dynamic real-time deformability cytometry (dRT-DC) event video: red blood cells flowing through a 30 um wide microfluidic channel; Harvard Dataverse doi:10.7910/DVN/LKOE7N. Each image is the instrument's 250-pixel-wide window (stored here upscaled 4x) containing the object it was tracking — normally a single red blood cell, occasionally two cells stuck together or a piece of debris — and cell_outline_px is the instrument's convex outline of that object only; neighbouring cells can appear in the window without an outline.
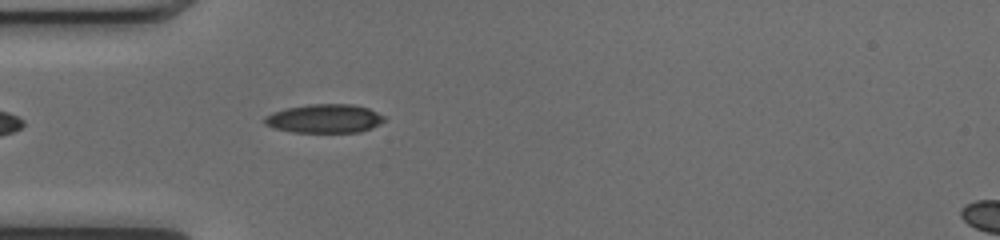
{"species": "common noctule bat (a hibernating species)", "species_latin": "Nyctalus noctula", "temperature_condition": "cold", "stored_images_in_passage": 32, "camera_frame_rate_fps": 3000, "um_per_image_px": 0.085, "animal": {"sex": "female", "body_mass_g": 17.0, "forearm_length_mm": 48.0}, "frame": {"image": 1, "passage_image": 1, "time_ms": 0.0, "image_size_px": [1000, 240], "cell_outline_px": [[384, 120], [380, 124], [372, 128], [360, 132], [292, 132], [272, 128], [264, 124], [264, 116], [272, 112], [284, 108], [308, 104], [352, 104], [368, 108], [384, 116]], "centroid_in_image_um": [27.54, 10.08], "position_along_channel_um": 57.5, "area_um2": 20.23}}
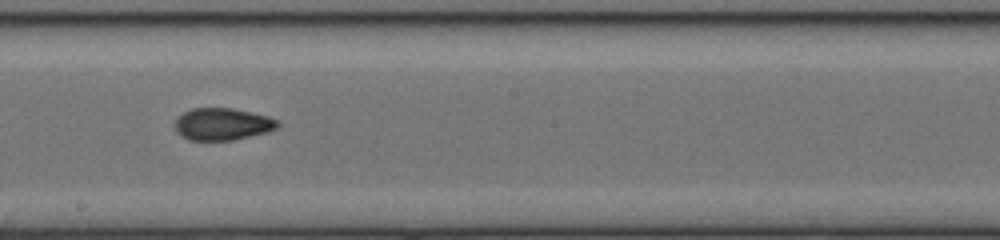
{"frame": {"image": 2, "passage_image": 14, "time_ms": 4.333, "image_size_px": [1000, 240], "cell_outline_px": [[280, 124], [276, 128], [268, 132], [232, 140], [188, 140], [180, 136], [176, 132], [176, 120], [184, 112], [192, 108], [232, 108], [268, 116], [280, 120]], "centroid_in_image_um": [18.92, 10.55], "position_along_channel_um": 229.3, "area_um2": 19.25}}
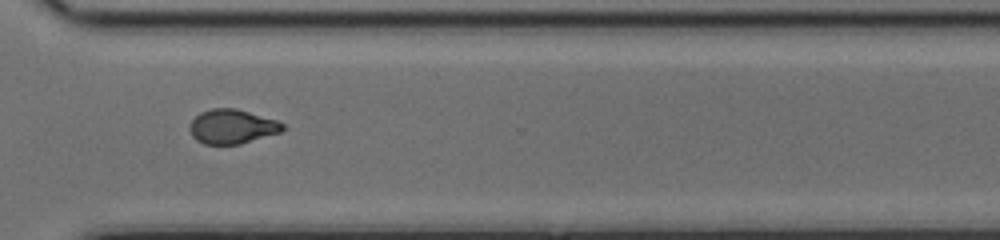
{"frame": {"image": 3, "passage_image": 23, "time_ms": 7.333, "image_size_px": [1000, 240], "cell_outline_px": [[288, 128], [280, 132], [240, 144], [204, 144], [196, 140], [192, 136], [188, 128], [192, 120], [200, 112], [212, 108], [236, 108], [276, 120], [284, 124]], "centroid_in_image_um": [19.72, 10.75], "position_along_channel_um": 350.9, "area_um2": 18.67}, "authors_computed_cell_mechanics": {"area_um2": 19.1318, "velocity_mm_per_s": 4.0512, "shape_relaxation_time_tau1_ms": 7.9655, "shape_relaxation_time_tau2_ms": 1.8515, "deformation_change_tau1": 0.205, "deformation_change_tau2": 0.0771}}